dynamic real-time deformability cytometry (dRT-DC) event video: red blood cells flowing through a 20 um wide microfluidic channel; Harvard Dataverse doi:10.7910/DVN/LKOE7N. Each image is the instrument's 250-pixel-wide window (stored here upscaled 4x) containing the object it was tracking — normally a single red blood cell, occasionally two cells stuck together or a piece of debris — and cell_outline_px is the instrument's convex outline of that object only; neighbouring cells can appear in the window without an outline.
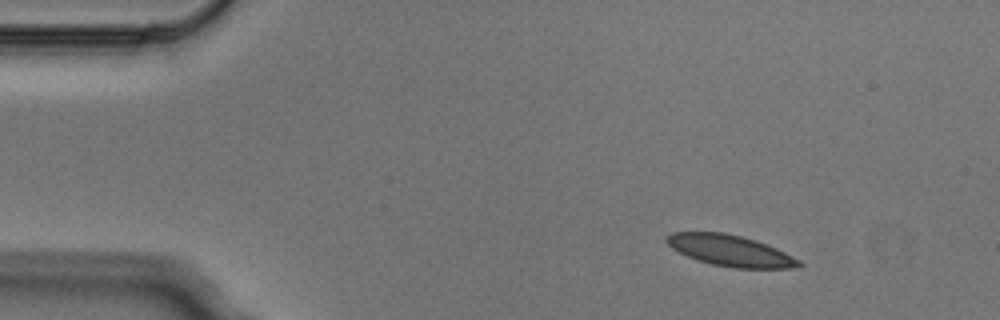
{"species": "Egyptian fruit bat (a non-hibernating species)", "species_latin": "Rousettus aegyptiacus", "temperature_condition": "cold", "stored_images_in_passage": 3, "camera_frame_rate_fps": 3000, "um_per_image_px": 0.085, "animal": {"sex": "male"}, "frame": {"image": 1, "passage_image": 1, "time_ms": 0.0, "image_size_px": [1000, 320], "cell_outline_px": [[804, 264], [800, 268], [732, 268], [712, 264], [688, 256], [672, 248], [664, 240], [664, 236], [672, 232], [724, 232], [756, 240], [776, 248], [800, 260]], "centroid_in_image_um": [62.09, 21.3], "position_along_channel_um": 22.9, "area_um2": 23.99}}